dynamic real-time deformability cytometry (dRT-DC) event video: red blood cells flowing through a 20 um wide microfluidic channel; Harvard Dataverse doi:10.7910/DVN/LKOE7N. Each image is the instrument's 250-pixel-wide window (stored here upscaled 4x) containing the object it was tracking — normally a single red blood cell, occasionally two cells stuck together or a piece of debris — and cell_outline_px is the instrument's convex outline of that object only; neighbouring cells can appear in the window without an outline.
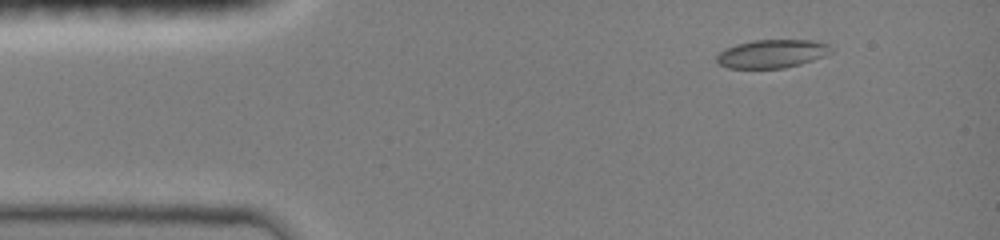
{"species": "common noctule bat (a hibernating species)", "species_latin": "Nyctalus noctula", "temperature_condition": "room temperature", "stored_images_in_passage": 16, "camera_frame_rate_fps": 3000, "um_per_image_px": 0.085, "animal": {"sex": "female", "body_mass_g": 19.0, "forearm_length_mm": 51.5}, "frame": {"image": 1, "passage_image": 1, "time_ms": 0.0, "image_size_px": [1000, 240], "cell_outline_px": [[832, 52], [824, 56], [800, 64], [784, 68], [728, 68], [720, 64], [716, 60], [716, 56], [720, 52], [736, 44], [752, 40], [812, 40], [828, 44], [832, 48]], "centroid_in_image_um": [65.63, 4.56], "position_along_channel_um": 19.4, "area_um2": 18.79}}
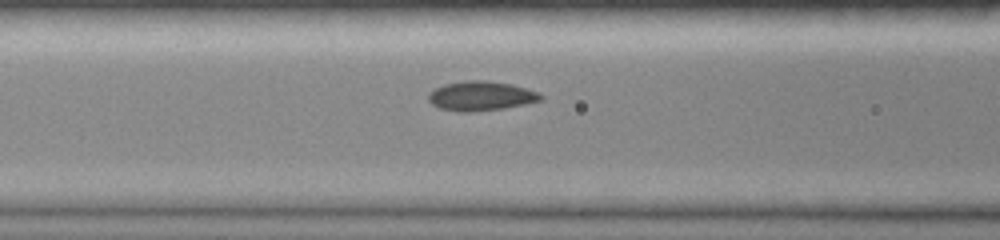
{"frame": {"image": 2, "passage_image": 7, "time_ms": 4.333, "image_size_px": [1000, 240], "cell_outline_px": [[544, 96], [540, 100], [524, 104], [504, 108], [472, 112], [460, 112], [440, 108], [432, 104], [428, 100], [428, 92], [444, 84], [464, 80], [488, 80], [508, 84], [540, 92]], "centroid_in_image_um": [40.85, 8.15], "position_along_channel_um": 125.8, "area_um2": 19.25}}
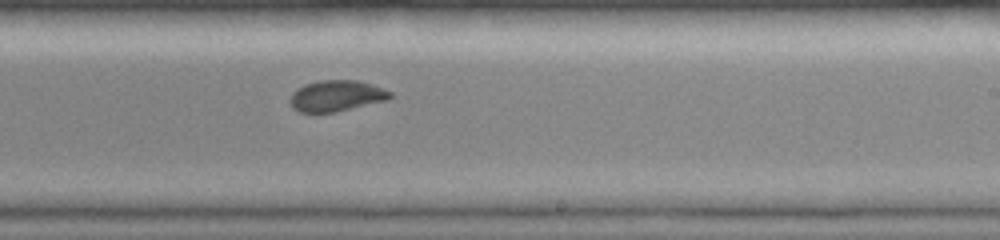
{"frame": {"image": 3, "passage_image": 16, "time_ms": 7.667, "image_size_px": [1000, 240], "cell_outline_px": [[392, 96], [388, 100], [336, 112], [300, 112], [292, 108], [288, 100], [292, 92], [296, 88], [304, 84], [320, 80], [356, 80], [372, 84], [392, 92]], "centroid_in_image_um": [28.57, 8.14], "position_along_channel_um": 260.4, "area_um2": 18.32}}